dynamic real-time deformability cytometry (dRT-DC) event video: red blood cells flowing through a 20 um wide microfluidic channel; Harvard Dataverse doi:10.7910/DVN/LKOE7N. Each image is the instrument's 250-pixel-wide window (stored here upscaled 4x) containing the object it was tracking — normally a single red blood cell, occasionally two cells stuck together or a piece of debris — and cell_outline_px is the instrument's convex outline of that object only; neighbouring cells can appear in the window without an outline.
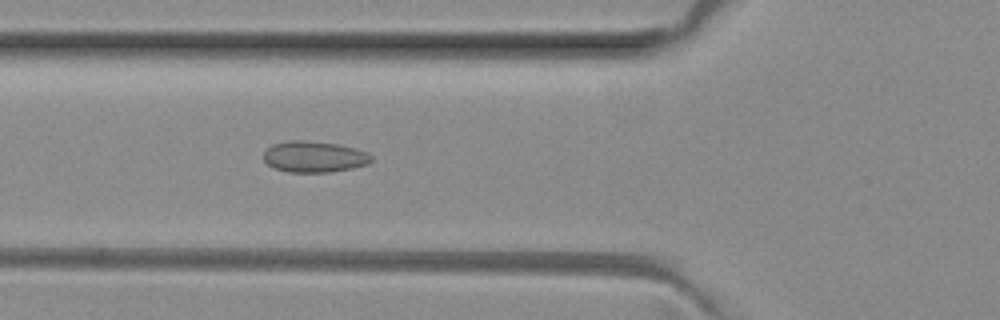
{"species": "common noctule bat (a hibernating species)", "species_latin": "Nyctalus noctula", "temperature_condition": "room temperature", "stored_images_in_passage": 49, "camera_frame_rate_fps": 3000, "um_per_image_px": 0.085, "animal": {"sex": "female", "body_mass_g": 29.2, "forearm_length_mm": 56.3}, "frame": {"image": 1, "passage_image": 17, "time_ms": 5.333, "image_size_px": [1000, 320], "cell_outline_px": [[372, 160], [368, 164], [352, 168], [332, 172], [288, 172], [272, 168], [264, 160], [264, 152], [272, 144], [288, 140], [304, 140], [336, 144], [356, 148], [368, 152], [372, 156]], "centroid_in_image_um": [26.71, 13.32], "position_along_channel_um": 99.1, "area_um2": 19.71}}
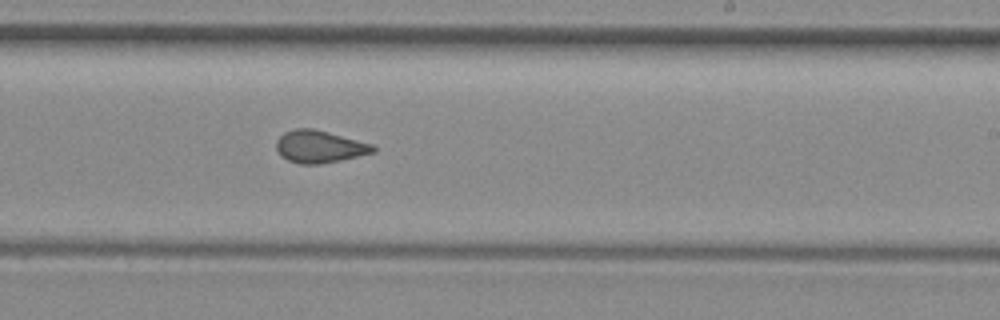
{"frame": {"image": 2, "passage_image": 29, "time_ms": 9.333, "image_size_px": [1000, 320], "cell_outline_px": [[376, 152], [340, 160], [320, 164], [300, 164], [288, 160], [280, 156], [276, 148], [276, 140], [284, 132], [296, 128], [312, 128], [328, 132], [372, 144], [376, 148]], "centroid_in_image_um": [27.13, 12.46], "position_along_channel_um": 261.9, "area_um2": 18.21}}
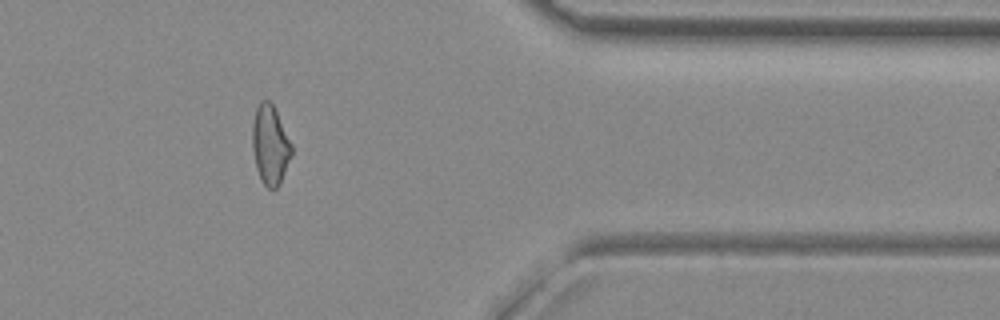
{"frame": {"image": 3, "passage_image": 40, "time_ms": 13.0, "image_size_px": [1000, 320], "cell_outline_px": [[292, 156], [280, 184], [276, 188], [268, 188], [264, 184], [256, 168], [252, 148], [252, 124], [256, 108], [260, 100], [268, 100], [272, 104], [292, 144]], "centroid_in_image_um": [22.96, 12.32], "position_along_channel_um": 388.4, "area_um2": 18.09}, "authors_computed_cell_mechanics": {"area_um2": 18.496, "velocity_mm_per_s": 4.0647, "shape_relaxation_time_tau1_ms": null, "shape_relaxation_time_tau2_ms": 1.9208, "deformation_change_tau1": null, "deformation_change_tau2": 0.093}}